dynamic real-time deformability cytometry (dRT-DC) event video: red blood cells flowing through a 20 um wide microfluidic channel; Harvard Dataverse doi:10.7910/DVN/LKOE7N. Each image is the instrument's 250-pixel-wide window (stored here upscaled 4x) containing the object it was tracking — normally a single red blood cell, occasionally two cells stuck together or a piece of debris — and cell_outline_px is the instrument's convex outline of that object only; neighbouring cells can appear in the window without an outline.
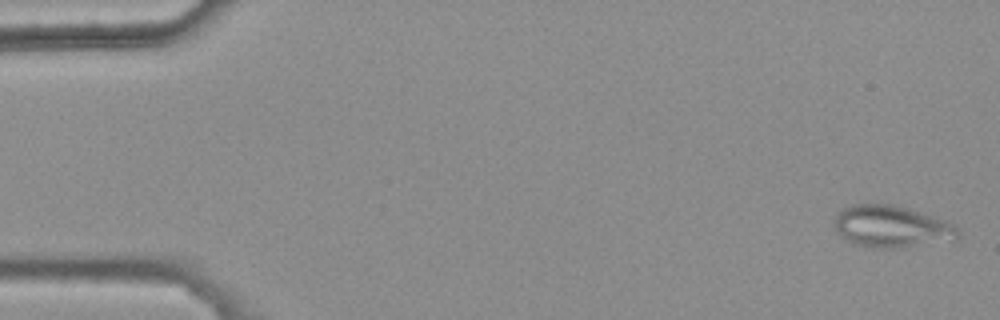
{"species": "common noctule bat (a hibernating species)", "species_latin": "Nyctalus noctula", "temperature_condition": "warm", "stored_images_in_passage": 46, "camera_frame_rate_fps": 3000, "um_per_image_px": 0.085, "animal": {"sex": "female", "body_mass_g": 25.1}, "frame": {"image": 1, "passage_image": 2, "time_ms": 0.333, "image_size_px": [1000, 320], "cell_outline_px": [[960, 240], [896, 248], [872, 248], [852, 244], [840, 236], [836, 232], [832, 224], [836, 212], [840, 208], [852, 204], [892, 204], [908, 208], [944, 220], [952, 224], [960, 232]], "centroid_in_image_um": [75.73, 19.27], "position_along_channel_um": 9.3, "area_um2": 30.87}}
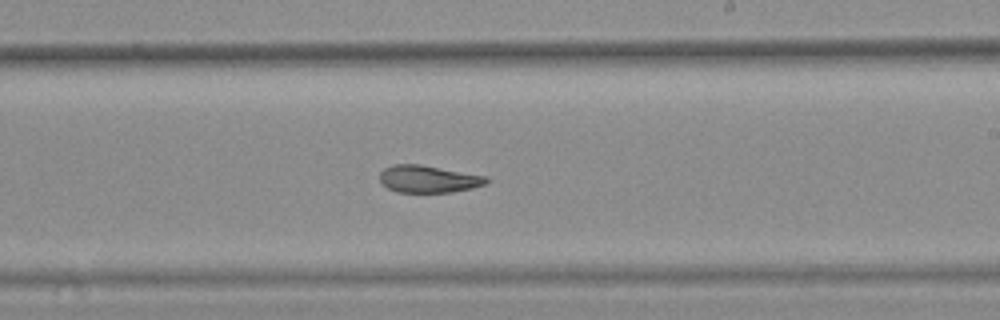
{"frame": {"image": 2, "passage_image": 32, "time_ms": 10.333, "image_size_px": [1000, 320], "cell_outline_px": [[488, 180], [484, 184], [472, 188], [452, 192], [396, 192], [388, 188], [380, 180], [380, 172], [384, 168], [392, 164], [420, 164], [488, 176]], "centroid_in_image_um": [36.4, 15.21], "position_along_channel_um": 252.6, "area_um2": 16.94}}
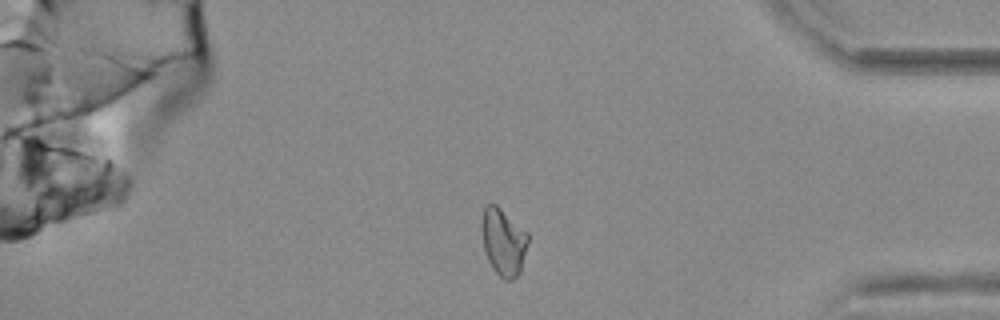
{"frame": {"image": 3, "passage_image": 45, "time_ms": 14.667, "image_size_px": [1000, 320], "cell_outline_px": [[528, 244], [520, 272], [512, 280], [504, 280], [492, 268], [484, 252], [480, 228], [480, 224], [484, 208], [488, 204], [496, 204], [528, 232]], "centroid_in_image_um": [42.77, 20.55], "position_along_channel_um": 392.4, "area_um2": 18.38}, "authors_computed_cell_mechanics": {"area_um2": 18.6116, "velocity_mm_per_s": 3.7951, "shape_relaxation_time_tau1_ms": null, "shape_relaxation_time_tau2_ms": 2.9123, "deformation_change_tau1": null, "deformation_change_tau2": 0.0945}}